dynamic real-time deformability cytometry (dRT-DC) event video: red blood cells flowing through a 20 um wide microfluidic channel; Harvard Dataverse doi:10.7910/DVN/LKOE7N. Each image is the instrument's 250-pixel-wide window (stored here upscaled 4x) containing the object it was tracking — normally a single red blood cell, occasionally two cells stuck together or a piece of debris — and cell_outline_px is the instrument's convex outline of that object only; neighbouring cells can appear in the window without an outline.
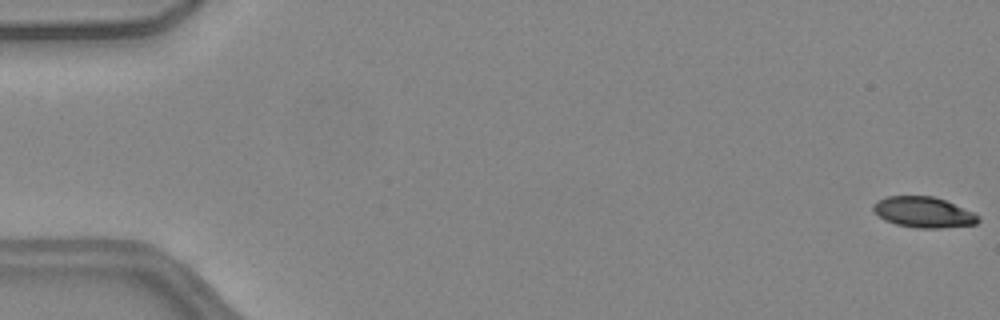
{"species": "common noctule bat (a hibernating species)", "species_latin": "Nyctalus noctula", "temperature_condition": "warm", "stored_images_in_passage": 51, "camera_frame_rate_fps": 3000, "um_per_image_px": 0.085, "animal": {"sex": "female", "body_mass_g": 24.6, "forearm_length_mm": 56.2}, "frame": {"image": 1, "passage_image": 1, "time_ms": 0.0, "image_size_px": [1000, 320], "cell_outline_px": [[980, 220], [976, 224], [940, 228], [916, 228], [896, 224], [884, 220], [872, 208], [872, 204], [888, 196], [932, 196], [944, 200], [972, 212], [980, 216]], "centroid_in_image_um": [78.5, 18.05], "position_along_channel_um": 6.5, "area_um2": 18.55}}
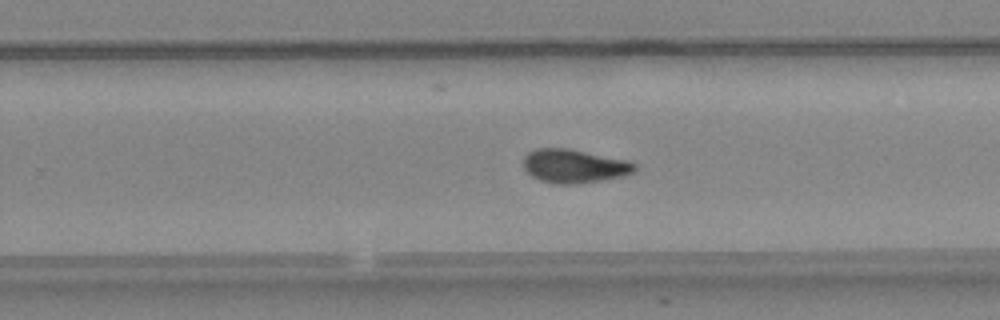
{"frame": {"image": 2, "passage_image": 33, "time_ms": 10.667, "image_size_px": [1000, 320], "cell_outline_px": [[636, 172], [624, 176], [604, 180], [576, 184], [556, 184], [540, 180], [532, 176], [524, 168], [524, 156], [528, 152], [536, 148], [568, 148], [628, 160], [636, 164]], "centroid_in_image_um": [48.84, 14.12], "position_along_channel_um": 281.0, "area_um2": 22.02}}
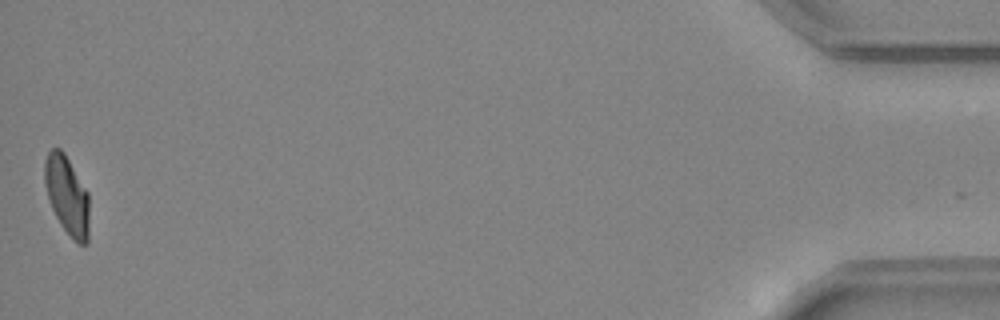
{"frame": {"image": 3, "passage_image": 51, "time_ms": 16.667, "image_size_px": [1000, 320], "cell_outline_px": [[88, 244], [80, 244], [72, 240], [60, 224], [52, 208], [44, 184], [44, 160], [48, 152], [52, 148], [60, 148], [64, 152], [88, 192]], "centroid_in_image_um": [5.69, 16.6], "position_along_channel_um": 429.5, "area_um2": 20.46}, "authors_computed_cell_mechanics": {"area_um2": 21.2126, "velocity_mm_per_s": 4.0823, "shape_relaxation_time_tau1_ms": null, "shape_relaxation_time_tau2_ms": 3.0973, "deformation_change_tau1": null, "deformation_change_tau2": 0.0819}}